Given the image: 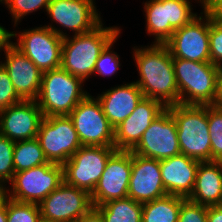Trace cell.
<instances>
[{
	"label": "cell",
	"mask_w": 222,
	"mask_h": 222,
	"mask_svg": "<svg viewBox=\"0 0 222 222\" xmlns=\"http://www.w3.org/2000/svg\"><path fill=\"white\" fill-rule=\"evenodd\" d=\"M186 198L167 194L142 204V222H178L180 207Z\"/></svg>",
	"instance_id": "cb8c5ba5"
},
{
	"label": "cell",
	"mask_w": 222,
	"mask_h": 222,
	"mask_svg": "<svg viewBox=\"0 0 222 222\" xmlns=\"http://www.w3.org/2000/svg\"><path fill=\"white\" fill-rule=\"evenodd\" d=\"M36 139L48 162L61 165L82 146L69 115L43 117Z\"/></svg>",
	"instance_id": "30bf717a"
},
{
	"label": "cell",
	"mask_w": 222,
	"mask_h": 222,
	"mask_svg": "<svg viewBox=\"0 0 222 222\" xmlns=\"http://www.w3.org/2000/svg\"><path fill=\"white\" fill-rule=\"evenodd\" d=\"M50 0H5L3 3L8 8L14 20V26L18 25L21 19L39 9L47 11Z\"/></svg>",
	"instance_id": "f546056e"
},
{
	"label": "cell",
	"mask_w": 222,
	"mask_h": 222,
	"mask_svg": "<svg viewBox=\"0 0 222 222\" xmlns=\"http://www.w3.org/2000/svg\"><path fill=\"white\" fill-rule=\"evenodd\" d=\"M8 199V189L5 185L0 184V208L5 204Z\"/></svg>",
	"instance_id": "ab89813d"
},
{
	"label": "cell",
	"mask_w": 222,
	"mask_h": 222,
	"mask_svg": "<svg viewBox=\"0 0 222 222\" xmlns=\"http://www.w3.org/2000/svg\"><path fill=\"white\" fill-rule=\"evenodd\" d=\"M189 200L206 205H222V162H200Z\"/></svg>",
	"instance_id": "603a6c76"
},
{
	"label": "cell",
	"mask_w": 222,
	"mask_h": 222,
	"mask_svg": "<svg viewBox=\"0 0 222 222\" xmlns=\"http://www.w3.org/2000/svg\"><path fill=\"white\" fill-rule=\"evenodd\" d=\"M82 146L114 147V127L97 98L90 94L69 114Z\"/></svg>",
	"instance_id": "8fae6325"
},
{
	"label": "cell",
	"mask_w": 222,
	"mask_h": 222,
	"mask_svg": "<svg viewBox=\"0 0 222 222\" xmlns=\"http://www.w3.org/2000/svg\"><path fill=\"white\" fill-rule=\"evenodd\" d=\"M13 155L15 173L48 163L36 138L15 142Z\"/></svg>",
	"instance_id": "484cf974"
},
{
	"label": "cell",
	"mask_w": 222,
	"mask_h": 222,
	"mask_svg": "<svg viewBox=\"0 0 222 222\" xmlns=\"http://www.w3.org/2000/svg\"><path fill=\"white\" fill-rule=\"evenodd\" d=\"M215 106L222 108V69L220 70L218 77V93Z\"/></svg>",
	"instance_id": "f35d334b"
},
{
	"label": "cell",
	"mask_w": 222,
	"mask_h": 222,
	"mask_svg": "<svg viewBox=\"0 0 222 222\" xmlns=\"http://www.w3.org/2000/svg\"><path fill=\"white\" fill-rule=\"evenodd\" d=\"M101 22L92 31L63 38L61 67L84 81L94 74L96 61L106 46L120 35V27H104Z\"/></svg>",
	"instance_id": "7a4b0ae2"
},
{
	"label": "cell",
	"mask_w": 222,
	"mask_h": 222,
	"mask_svg": "<svg viewBox=\"0 0 222 222\" xmlns=\"http://www.w3.org/2000/svg\"><path fill=\"white\" fill-rule=\"evenodd\" d=\"M166 195L160 161L132 152L128 197L143 204Z\"/></svg>",
	"instance_id": "e0dca14e"
},
{
	"label": "cell",
	"mask_w": 222,
	"mask_h": 222,
	"mask_svg": "<svg viewBox=\"0 0 222 222\" xmlns=\"http://www.w3.org/2000/svg\"><path fill=\"white\" fill-rule=\"evenodd\" d=\"M0 222H7V200L0 208Z\"/></svg>",
	"instance_id": "60d3db41"
},
{
	"label": "cell",
	"mask_w": 222,
	"mask_h": 222,
	"mask_svg": "<svg viewBox=\"0 0 222 222\" xmlns=\"http://www.w3.org/2000/svg\"><path fill=\"white\" fill-rule=\"evenodd\" d=\"M200 161L178 154L160 161L162 181L167 194L189 198Z\"/></svg>",
	"instance_id": "44dd1931"
},
{
	"label": "cell",
	"mask_w": 222,
	"mask_h": 222,
	"mask_svg": "<svg viewBox=\"0 0 222 222\" xmlns=\"http://www.w3.org/2000/svg\"><path fill=\"white\" fill-rule=\"evenodd\" d=\"M179 104L215 105L220 69L211 62L172 58Z\"/></svg>",
	"instance_id": "3957f363"
},
{
	"label": "cell",
	"mask_w": 222,
	"mask_h": 222,
	"mask_svg": "<svg viewBox=\"0 0 222 222\" xmlns=\"http://www.w3.org/2000/svg\"><path fill=\"white\" fill-rule=\"evenodd\" d=\"M208 206L186 198L180 207L178 222H207Z\"/></svg>",
	"instance_id": "836d02e7"
},
{
	"label": "cell",
	"mask_w": 222,
	"mask_h": 222,
	"mask_svg": "<svg viewBox=\"0 0 222 222\" xmlns=\"http://www.w3.org/2000/svg\"><path fill=\"white\" fill-rule=\"evenodd\" d=\"M23 101L17 94L7 70L0 63V111Z\"/></svg>",
	"instance_id": "d6a6232c"
},
{
	"label": "cell",
	"mask_w": 222,
	"mask_h": 222,
	"mask_svg": "<svg viewBox=\"0 0 222 222\" xmlns=\"http://www.w3.org/2000/svg\"><path fill=\"white\" fill-rule=\"evenodd\" d=\"M77 222H104V220L101 213L95 207H92Z\"/></svg>",
	"instance_id": "8d00e7d4"
},
{
	"label": "cell",
	"mask_w": 222,
	"mask_h": 222,
	"mask_svg": "<svg viewBox=\"0 0 222 222\" xmlns=\"http://www.w3.org/2000/svg\"><path fill=\"white\" fill-rule=\"evenodd\" d=\"M40 222H63V221H50V220H46V219H41Z\"/></svg>",
	"instance_id": "b9f144b4"
},
{
	"label": "cell",
	"mask_w": 222,
	"mask_h": 222,
	"mask_svg": "<svg viewBox=\"0 0 222 222\" xmlns=\"http://www.w3.org/2000/svg\"><path fill=\"white\" fill-rule=\"evenodd\" d=\"M95 208L104 222H142V203L130 197L111 200Z\"/></svg>",
	"instance_id": "d4e9b609"
},
{
	"label": "cell",
	"mask_w": 222,
	"mask_h": 222,
	"mask_svg": "<svg viewBox=\"0 0 222 222\" xmlns=\"http://www.w3.org/2000/svg\"><path fill=\"white\" fill-rule=\"evenodd\" d=\"M41 219L77 222L92 207L90 194L63 182L40 203Z\"/></svg>",
	"instance_id": "5bb4252c"
},
{
	"label": "cell",
	"mask_w": 222,
	"mask_h": 222,
	"mask_svg": "<svg viewBox=\"0 0 222 222\" xmlns=\"http://www.w3.org/2000/svg\"><path fill=\"white\" fill-rule=\"evenodd\" d=\"M116 150L110 146H81L62 165L64 182L91 194L104 172L109 157Z\"/></svg>",
	"instance_id": "9c48e42d"
},
{
	"label": "cell",
	"mask_w": 222,
	"mask_h": 222,
	"mask_svg": "<svg viewBox=\"0 0 222 222\" xmlns=\"http://www.w3.org/2000/svg\"><path fill=\"white\" fill-rule=\"evenodd\" d=\"M200 14L189 24L176 29L171 38L165 43L172 58L210 62V14L205 10Z\"/></svg>",
	"instance_id": "7c38bea8"
},
{
	"label": "cell",
	"mask_w": 222,
	"mask_h": 222,
	"mask_svg": "<svg viewBox=\"0 0 222 222\" xmlns=\"http://www.w3.org/2000/svg\"><path fill=\"white\" fill-rule=\"evenodd\" d=\"M207 222H222V205L208 206Z\"/></svg>",
	"instance_id": "d590c367"
},
{
	"label": "cell",
	"mask_w": 222,
	"mask_h": 222,
	"mask_svg": "<svg viewBox=\"0 0 222 222\" xmlns=\"http://www.w3.org/2000/svg\"><path fill=\"white\" fill-rule=\"evenodd\" d=\"M189 0H150L144 4L146 30L155 44H165L176 29L189 24L197 13Z\"/></svg>",
	"instance_id": "ba28073f"
},
{
	"label": "cell",
	"mask_w": 222,
	"mask_h": 222,
	"mask_svg": "<svg viewBox=\"0 0 222 222\" xmlns=\"http://www.w3.org/2000/svg\"><path fill=\"white\" fill-rule=\"evenodd\" d=\"M165 109L161 102L143 97L132 114L114 128V147L117 150L131 151L152 121Z\"/></svg>",
	"instance_id": "ac0fdd59"
},
{
	"label": "cell",
	"mask_w": 222,
	"mask_h": 222,
	"mask_svg": "<svg viewBox=\"0 0 222 222\" xmlns=\"http://www.w3.org/2000/svg\"><path fill=\"white\" fill-rule=\"evenodd\" d=\"M11 44V31L0 25V51L5 50Z\"/></svg>",
	"instance_id": "74e56055"
},
{
	"label": "cell",
	"mask_w": 222,
	"mask_h": 222,
	"mask_svg": "<svg viewBox=\"0 0 222 222\" xmlns=\"http://www.w3.org/2000/svg\"><path fill=\"white\" fill-rule=\"evenodd\" d=\"M167 108L177 125L181 154L200 162L211 161L208 105L176 104Z\"/></svg>",
	"instance_id": "5b68a950"
},
{
	"label": "cell",
	"mask_w": 222,
	"mask_h": 222,
	"mask_svg": "<svg viewBox=\"0 0 222 222\" xmlns=\"http://www.w3.org/2000/svg\"><path fill=\"white\" fill-rule=\"evenodd\" d=\"M205 0H198V2H200L201 3V7H202V9H203V2H204Z\"/></svg>",
	"instance_id": "7bdbcfd3"
},
{
	"label": "cell",
	"mask_w": 222,
	"mask_h": 222,
	"mask_svg": "<svg viewBox=\"0 0 222 222\" xmlns=\"http://www.w3.org/2000/svg\"><path fill=\"white\" fill-rule=\"evenodd\" d=\"M208 127L211 140V161L222 162V108L208 105Z\"/></svg>",
	"instance_id": "4316f807"
},
{
	"label": "cell",
	"mask_w": 222,
	"mask_h": 222,
	"mask_svg": "<svg viewBox=\"0 0 222 222\" xmlns=\"http://www.w3.org/2000/svg\"><path fill=\"white\" fill-rule=\"evenodd\" d=\"M64 182L63 166L48 162L14 173L8 198L22 203L39 204Z\"/></svg>",
	"instance_id": "52a82bcc"
},
{
	"label": "cell",
	"mask_w": 222,
	"mask_h": 222,
	"mask_svg": "<svg viewBox=\"0 0 222 222\" xmlns=\"http://www.w3.org/2000/svg\"><path fill=\"white\" fill-rule=\"evenodd\" d=\"M133 58L139 72L135 83L148 97L166 108L179 104V90L175 80L172 55L166 44H151L133 48Z\"/></svg>",
	"instance_id": "6da1fadb"
},
{
	"label": "cell",
	"mask_w": 222,
	"mask_h": 222,
	"mask_svg": "<svg viewBox=\"0 0 222 222\" xmlns=\"http://www.w3.org/2000/svg\"><path fill=\"white\" fill-rule=\"evenodd\" d=\"M203 10L211 16L222 18V0H205L203 2Z\"/></svg>",
	"instance_id": "e575fe53"
},
{
	"label": "cell",
	"mask_w": 222,
	"mask_h": 222,
	"mask_svg": "<svg viewBox=\"0 0 222 222\" xmlns=\"http://www.w3.org/2000/svg\"><path fill=\"white\" fill-rule=\"evenodd\" d=\"M4 53L6 60L0 63L7 70L18 96L23 101H36L41 89L42 71L12 44Z\"/></svg>",
	"instance_id": "ffe728a7"
},
{
	"label": "cell",
	"mask_w": 222,
	"mask_h": 222,
	"mask_svg": "<svg viewBox=\"0 0 222 222\" xmlns=\"http://www.w3.org/2000/svg\"><path fill=\"white\" fill-rule=\"evenodd\" d=\"M83 82L62 67L43 72L36 99L43 116L69 115L90 94L83 90Z\"/></svg>",
	"instance_id": "277c9868"
},
{
	"label": "cell",
	"mask_w": 222,
	"mask_h": 222,
	"mask_svg": "<svg viewBox=\"0 0 222 222\" xmlns=\"http://www.w3.org/2000/svg\"><path fill=\"white\" fill-rule=\"evenodd\" d=\"M131 152L159 161L181 153L177 125L168 108L152 121Z\"/></svg>",
	"instance_id": "4fadbf2b"
},
{
	"label": "cell",
	"mask_w": 222,
	"mask_h": 222,
	"mask_svg": "<svg viewBox=\"0 0 222 222\" xmlns=\"http://www.w3.org/2000/svg\"><path fill=\"white\" fill-rule=\"evenodd\" d=\"M117 39L118 36L101 52L96 61L94 73H98L100 76H112L115 72L117 73L118 68L121 66L119 56L113 50L111 51Z\"/></svg>",
	"instance_id": "1f68e13d"
},
{
	"label": "cell",
	"mask_w": 222,
	"mask_h": 222,
	"mask_svg": "<svg viewBox=\"0 0 222 222\" xmlns=\"http://www.w3.org/2000/svg\"><path fill=\"white\" fill-rule=\"evenodd\" d=\"M132 152L116 150L108 159L104 172L90 194L93 207L128 197Z\"/></svg>",
	"instance_id": "9a60e30c"
},
{
	"label": "cell",
	"mask_w": 222,
	"mask_h": 222,
	"mask_svg": "<svg viewBox=\"0 0 222 222\" xmlns=\"http://www.w3.org/2000/svg\"><path fill=\"white\" fill-rule=\"evenodd\" d=\"M102 93L96 98L102 106L103 113L114 128L132 114L144 97L135 81L111 87Z\"/></svg>",
	"instance_id": "7402d4cb"
},
{
	"label": "cell",
	"mask_w": 222,
	"mask_h": 222,
	"mask_svg": "<svg viewBox=\"0 0 222 222\" xmlns=\"http://www.w3.org/2000/svg\"><path fill=\"white\" fill-rule=\"evenodd\" d=\"M15 142L0 134V184L7 185L14 177V150Z\"/></svg>",
	"instance_id": "f1b7e54d"
},
{
	"label": "cell",
	"mask_w": 222,
	"mask_h": 222,
	"mask_svg": "<svg viewBox=\"0 0 222 222\" xmlns=\"http://www.w3.org/2000/svg\"><path fill=\"white\" fill-rule=\"evenodd\" d=\"M210 62L222 69V18L210 15Z\"/></svg>",
	"instance_id": "4dcf8cb0"
},
{
	"label": "cell",
	"mask_w": 222,
	"mask_h": 222,
	"mask_svg": "<svg viewBox=\"0 0 222 222\" xmlns=\"http://www.w3.org/2000/svg\"><path fill=\"white\" fill-rule=\"evenodd\" d=\"M43 117L36 101H21L0 111V134L14 142L35 139Z\"/></svg>",
	"instance_id": "d6986e66"
},
{
	"label": "cell",
	"mask_w": 222,
	"mask_h": 222,
	"mask_svg": "<svg viewBox=\"0 0 222 222\" xmlns=\"http://www.w3.org/2000/svg\"><path fill=\"white\" fill-rule=\"evenodd\" d=\"M39 204L22 203L7 199V222H40Z\"/></svg>",
	"instance_id": "83f0119b"
},
{
	"label": "cell",
	"mask_w": 222,
	"mask_h": 222,
	"mask_svg": "<svg viewBox=\"0 0 222 222\" xmlns=\"http://www.w3.org/2000/svg\"><path fill=\"white\" fill-rule=\"evenodd\" d=\"M92 0H50L47 14L74 35L84 34L97 27L102 19Z\"/></svg>",
	"instance_id": "2e32d148"
},
{
	"label": "cell",
	"mask_w": 222,
	"mask_h": 222,
	"mask_svg": "<svg viewBox=\"0 0 222 222\" xmlns=\"http://www.w3.org/2000/svg\"><path fill=\"white\" fill-rule=\"evenodd\" d=\"M14 32H11V38L18 35V43L12 41L11 44L27 56L42 73L61 67L63 38L68 34L60 30V27L56 28L51 24Z\"/></svg>",
	"instance_id": "8992f818"
}]
</instances>
